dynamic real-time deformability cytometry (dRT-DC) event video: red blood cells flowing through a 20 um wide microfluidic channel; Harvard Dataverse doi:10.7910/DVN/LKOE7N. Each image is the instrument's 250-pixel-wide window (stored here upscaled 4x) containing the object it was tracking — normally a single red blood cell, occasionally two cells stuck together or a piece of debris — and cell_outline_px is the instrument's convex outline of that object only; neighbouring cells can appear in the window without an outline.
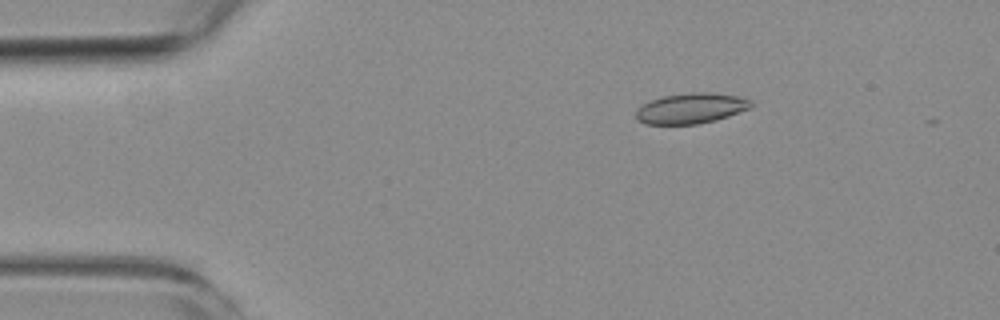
{"species": "common noctule bat (a hibernating species)", "species_latin": "Nyctalus noctula", "temperature_condition": "room temperature", "stored_images_in_passage": 5, "camera_frame_rate_fps": 3000, "um_per_image_px": 0.085, "animal": {"sex": "female", "body_mass_g": 19.3, "forearm_length_mm": 54.1}, "frame": {"image": 1, "passage_image": 3, "time_ms": 2.333, "image_size_px": [1000, 320], "cell_outline_px": [[752, 108], [716, 120], [696, 124], [644, 124], [636, 120], [636, 108], [652, 100], [664, 96], [688, 92], [712, 92], [740, 96], [752, 100]], "centroid_in_image_um": [58.76, 9.2], "position_along_channel_um": 26.2, "area_um2": 20.63}}